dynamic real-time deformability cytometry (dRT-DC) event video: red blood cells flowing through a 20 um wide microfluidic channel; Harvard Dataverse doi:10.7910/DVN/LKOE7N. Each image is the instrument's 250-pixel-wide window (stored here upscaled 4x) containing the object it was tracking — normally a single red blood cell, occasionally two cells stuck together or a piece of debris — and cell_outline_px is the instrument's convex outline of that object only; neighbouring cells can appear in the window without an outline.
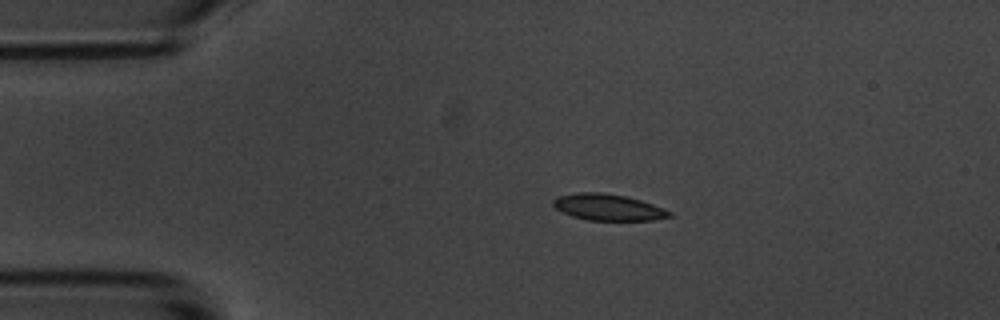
{"species": "common noctule bat (a hibernating species)", "species_latin": "Nyctalus noctula", "temperature_condition": "room temperature", "stored_images_in_passage": 4, "camera_frame_rate_fps": 3000, "um_per_image_px": 0.085, "animal": {"sex": "male", "body_mass_g": 20.1, "forearm_length_mm": 53.5}, "frame": {"image": 1, "passage_image": 2, "time_ms": 1.0, "image_size_px": [1000, 320], "cell_outline_px": [[672, 216], [652, 220], [588, 220], [572, 216], [556, 208], [552, 204], [552, 200], [560, 196], [576, 192], [604, 192], [624, 196], [640, 200], [664, 208], [672, 212]], "centroid_in_image_um": [51.69, 17.61], "position_along_channel_um": 33.3, "area_um2": 17.74}}
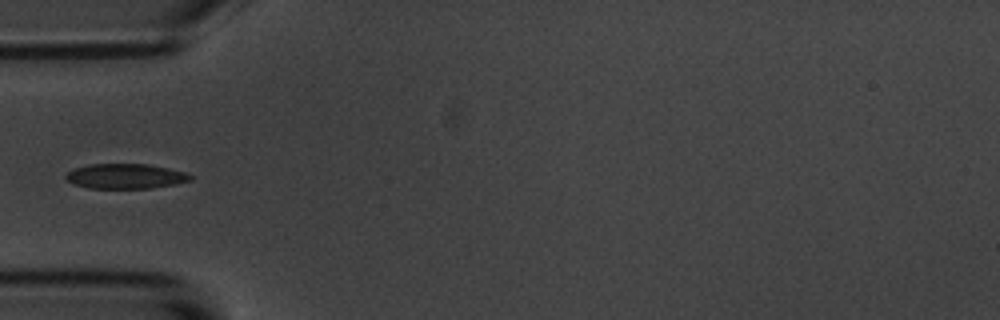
{"frame": {"image": 2, "passage_image": 4, "time_ms": 3.333, "image_size_px": [1000, 320], "cell_outline_px": [[192, 180], [176, 184], [152, 188], [88, 188], [72, 184], [64, 176], [72, 168], [88, 164], [148, 164], [168, 168], [184, 172], [192, 176]], "centroid_in_image_um": [10.64, 14.98], "position_along_channel_um": 74.4, "area_um2": 18.21}}